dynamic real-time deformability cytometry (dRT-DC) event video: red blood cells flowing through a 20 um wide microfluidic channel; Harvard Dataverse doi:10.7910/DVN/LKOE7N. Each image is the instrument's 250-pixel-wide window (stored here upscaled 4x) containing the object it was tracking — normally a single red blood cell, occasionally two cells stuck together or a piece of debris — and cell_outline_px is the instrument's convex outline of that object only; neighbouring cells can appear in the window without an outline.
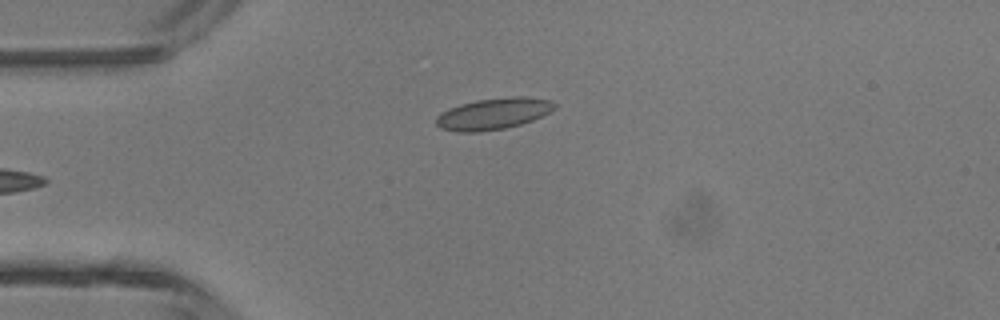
{"species": "common noctule bat (a hibernating species)", "species_latin": "Nyctalus noctula", "temperature_condition": "room temperature", "stored_images_in_passage": 4, "camera_frame_rate_fps": 3000, "um_per_image_px": 0.085, "animal": {"sex": "male", "body_mass_g": 13.3}, "frame": {"image": 1, "passage_image": 4, "time_ms": 1.0, "image_size_px": [1000, 320], "cell_outline_px": [[556, 108], [532, 120], [520, 124], [504, 128], [480, 132], [460, 132], [440, 128], [436, 124], [436, 116], [440, 112], [448, 108], [460, 104], [476, 100], [512, 96], [528, 96], [552, 100], [556, 104]], "centroid_in_image_um": [41.92, 9.65], "position_along_channel_um": 43.1, "area_um2": 21.79}}